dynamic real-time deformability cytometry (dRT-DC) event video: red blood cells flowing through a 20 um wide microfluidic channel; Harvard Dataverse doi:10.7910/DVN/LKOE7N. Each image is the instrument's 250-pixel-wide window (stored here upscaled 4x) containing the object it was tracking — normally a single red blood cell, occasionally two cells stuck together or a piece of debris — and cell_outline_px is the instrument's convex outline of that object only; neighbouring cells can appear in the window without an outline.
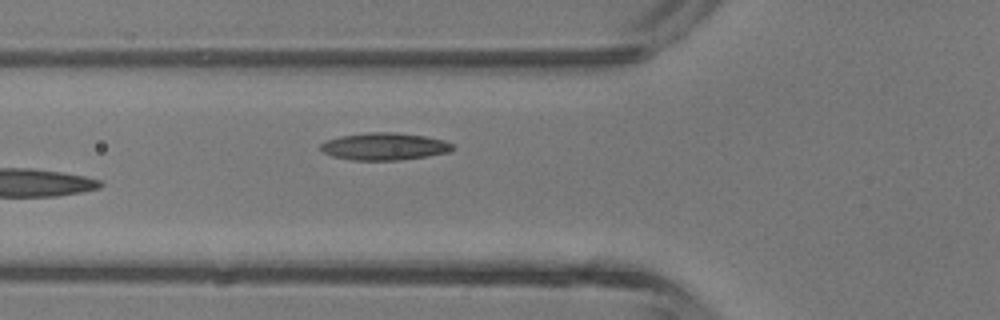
{"species": "common noctule bat (a hibernating species)", "species_latin": "Nyctalus noctula", "temperature_condition": "room temperature", "stored_images_in_passage": 4, "camera_frame_rate_fps": 3000, "um_per_image_px": 0.085, "animal": {"sex": "male", "body_mass_g": 13.3}, "frame": {"image": 1, "passage_image": 4, "time_ms": 3.667, "image_size_px": [1000, 320], "cell_outline_px": [[456, 148], [448, 152], [428, 156], [400, 160], [352, 160], [332, 156], [324, 152], [320, 148], [320, 144], [328, 140], [340, 136], [368, 132], [396, 132], [424, 136], [444, 140], [452, 144]], "centroid_in_image_um": [32.69, 12.45], "position_along_channel_um": 93.1, "area_um2": 20.98}}